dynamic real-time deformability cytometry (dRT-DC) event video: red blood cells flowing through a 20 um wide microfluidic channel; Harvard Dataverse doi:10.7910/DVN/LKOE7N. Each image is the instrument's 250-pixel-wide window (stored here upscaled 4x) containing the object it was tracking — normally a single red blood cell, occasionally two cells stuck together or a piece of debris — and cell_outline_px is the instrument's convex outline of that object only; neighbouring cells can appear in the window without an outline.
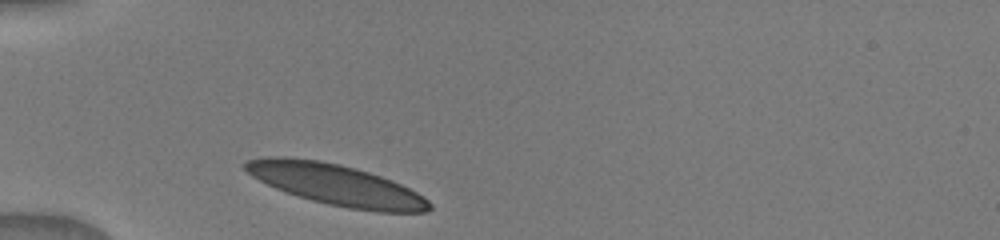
{"species": "human", "species_latin": "Homo sapiens", "temperature_condition": "warm", "stored_images_in_passage": 23, "camera_frame_rate_fps": 3000, "um_per_image_px": 0.085, "donor": {"sex": "male"}, "frame": {"image": 1, "passage_image": 1, "time_ms": 0.0, "image_size_px": [1000, 240], "cell_outline_px": [[432, 208], [428, 212], [376, 212], [348, 208], [328, 204], [312, 200], [276, 188], [252, 176], [244, 168], [244, 164], [248, 160], [268, 156], [284, 156], [320, 160], [340, 164], [356, 168], [392, 180], [424, 196], [432, 204]], "centroid_in_image_um": [28.61, 15.7], "position_along_channel_um": 56.4, "area_um2": 43.75}}
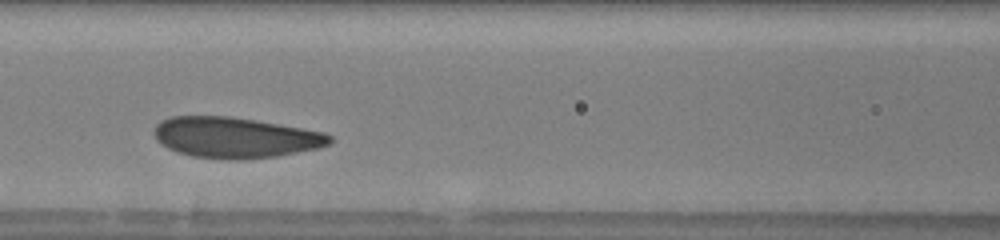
{"frame": {"image": 2, "passage_image": 9, "time_ms": 2.667, "image_size_px": [1000, 240], "cell_outline_px": [[332, 144], [320, 148], [276, 156], [240, 160], [224, 160], [192, 156], [176, 152], [160, 144], [156, 140], [152, 132], [156, 124], [160, 120], [172, 116], [228, 116], [256, 120], [324, 132], [332, 136]], "centroid_in_image_um": [19.97, 11.7], "position_along_channel_um": 146.6, "area_um2": 42.14}}
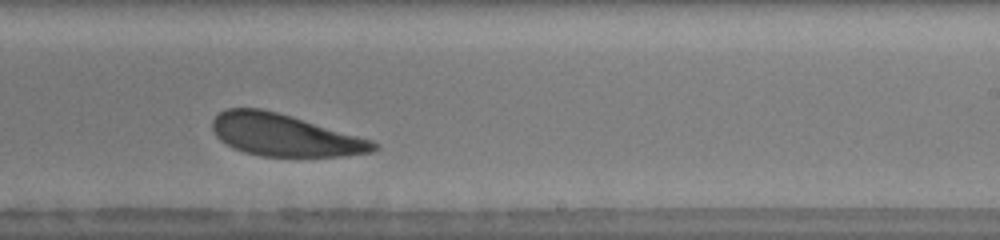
{"frame": {"image": 3, "passage_image": 16, "time_ms": 5.667, "image_size_px": [1000, 240], "cell_outline_px": [[376, 148], [372, 152], [344, 156], [260, 156], [244, 152], [232, 148], [220, 140], [216, 136], [212, 128], [212, 120], [220, 112], [228, 108], [260, 108], [292, 116], [372, 140], [376, 144]], "centroid_in_image_um": [24.15, 11.49], "position_along_channel_um": 264.9, "area_um2": 39.25}}